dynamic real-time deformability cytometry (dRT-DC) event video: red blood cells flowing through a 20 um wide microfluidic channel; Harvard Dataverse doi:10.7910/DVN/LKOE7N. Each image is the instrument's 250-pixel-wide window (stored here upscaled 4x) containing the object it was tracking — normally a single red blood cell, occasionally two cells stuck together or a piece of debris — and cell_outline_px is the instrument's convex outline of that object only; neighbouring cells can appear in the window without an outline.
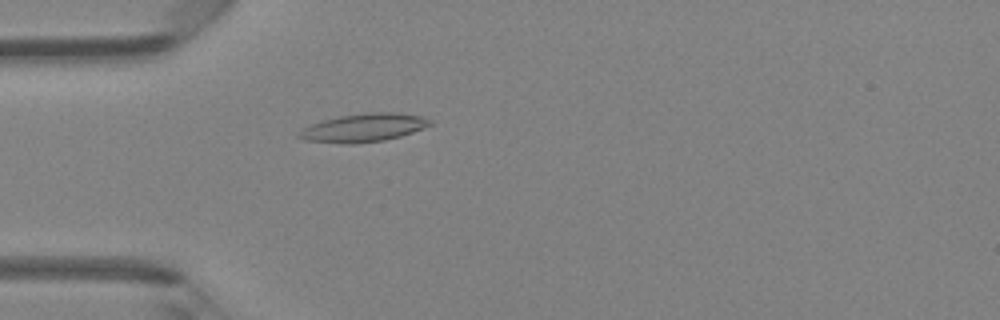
{"species": "Egyptian fruit bat (a non-hibernating species)", "species_latin": "Rousettus aegyptiacus", "temperature_condition": "room temperature", "stored_images_in_passage": 47, "camera_frame_rate_fps": 3000, "um_per_image_px": 0.085, "animal": {"sex": "female"}, "frame": {"image": 1, "passage_image": 14, "time_ms": 4.333, "image_size_px": [1000, 320], "cell_outline_px": [[432, 124], [424, 128], [400, 136], [384, 140], [352, 144], [344, 144], [304, 140], [296, 136], [304, 128], [312, 124], [324, 120], [340, 116], [368, 112], [392, 112], [420, 116], [432, 120]], "centroid_in_image_um": [30.91, 10.86], "position_along_channel_um": 54.1, "area_um2": 21.39}}
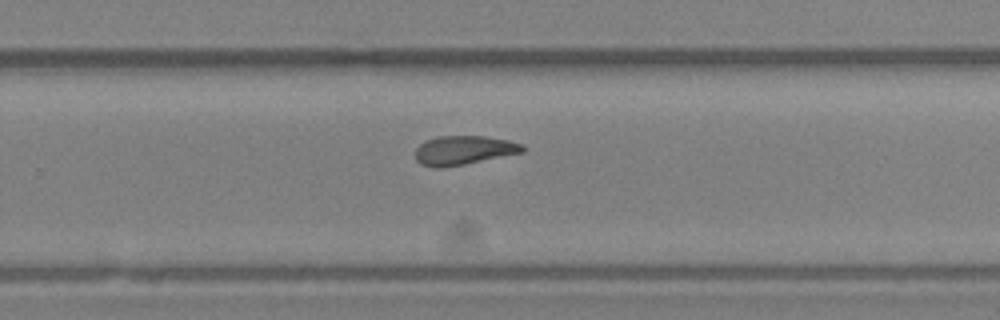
{"frame": {"image": 2, "passage_image": 31, "time_ms": 10.0, "image_size_px": [1000, 320], "cell_outline_px": [[524, 152], [444, 168], [436, 168], [420, 164], [416, 160], [416, 148], [424, 140], [436, 136], [484, 136], [508, 140], [520, 144], [524, 148]], "centroid_in_image_um": [39.36, 12.77], "position_along_channel_um": 290.4, "area_um2": 18.15}}
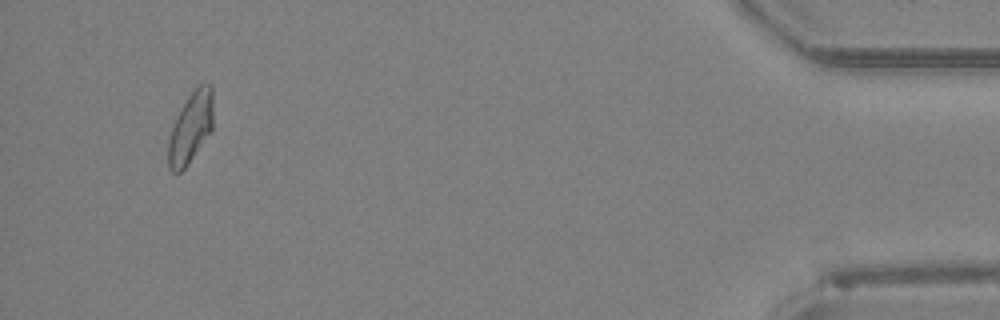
{"frame": {"image": 3, "passage_image": 45, "time_ms": 14.667, "image_size_px": [1000, 320], "cell_outline_px": [[212, 132], [188, 164], [180, 172], [172, 172], [168, 168], [168, 140], [172, 128], [188, 96], [200, 84], [212, 84]], "centroid_in_image_um": [16.22, 10.89], "position_along_channel_um": 419.0, "area_um2": 18.32}, "authors_computed_cell_mechanics": {"area_um2": 18.8428, "velocity_mm_per_s": 4.3101, "shape_relaxation_time_tau1_ms": null, "shape_relaxation_time_tau2_ms": 3.9496, "deformation_change_tau1": null, "deformation_change_tau2": 0.1191}}